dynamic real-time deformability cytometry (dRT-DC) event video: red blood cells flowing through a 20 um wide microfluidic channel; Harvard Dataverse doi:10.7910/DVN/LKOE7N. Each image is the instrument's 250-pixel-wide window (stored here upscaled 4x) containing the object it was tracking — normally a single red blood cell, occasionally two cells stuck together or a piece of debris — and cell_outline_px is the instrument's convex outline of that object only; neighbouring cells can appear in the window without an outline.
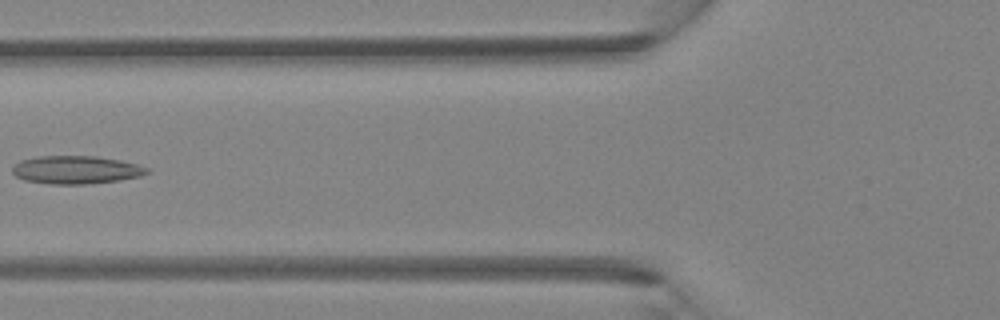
{"species": "Egyptian fruit bat (a non-hibernating species)", "species_latin": "Rousettus aegyptiacus", "temperature_condition": "room temperature", "stored_images_in_passage": 5, "camera_frame_rate_fps": 3000, "um_per_image_px": 0.085, "animal": {"sex": "female"}, "frame": {"image": 1, "passage_image": 5, "time_ms": 1.333, "image_size_px": [1000, 320], "cell_outline_px": [[152, 172], [140, 176], [120, 180], [84, 184], [48, 184], [24, 180], [16, 176], [12, 172], [12, 168], [20, 160], [36, 156], [96, 156], [120, 160], [136, 164], [148, 168]], "centroid_in_image_um": [6.46, 14.43], "position_along_channel_um": 119.3, "area_um2": 22.08}}